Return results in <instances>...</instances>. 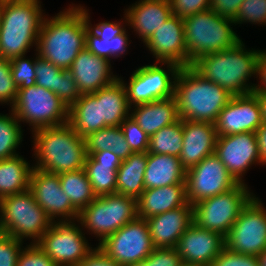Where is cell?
Listing matches in <instances>:
<instances>
[{
    "instance_id": "f907efd6",
    "label": "cell",
    "mask_w": 266,
    "mask_h": 266,
    "mask_svg": "<svg viewBox=\"0 0 266 266\" xmlns=\"http://www.w3.org/2000/svg\"><path fill=\"white\" fill-rule=\"evenodd\" d=\"M77 266H122L109 258L98 246L94 247Z\"/></svg>"
},
{
    "instance_id": "d6986e66",
    "label": "cell",
    "mask_w": 266,
    "mask_h": 266,
    "mask_svg": "<svg viewBox=\"0 0 266 266\" xmlns=\"http://www.w3.org/2000/svg\"><path fill=\"white\" fill-rule=\"evenodd\" d=\"M225 248V236L192 223L180 237L176 250L182 263L210 266Z\"/></svg>"
},
{
    "instance_id": "f546056e",
    "label": "cell",
    "mask_w": 266,
    "mask_h": 266,
    "mask_svg": "<svg viewBox=\"0 0 266 266\" xmlns=\"http://www.w3.org/2000/svg\"><path fill=\"white\" fill-rule=\"evenodd\" d=\"M68 124L83 138L100 130L98 91L81 94L79 99L69 107Z\"/></svg>"
},
{
    "instance_id": "74e56055",
    "label": "cell",
    "mask_w": 266,
    "mask_h": 266,
    "mask_svg": "<svg viewBox=\"0 0 266 266\" xmlns=\"http://www.w3.org/2000/svg\"><path fill=\"white\" fill-rule=\"evenodd\" d=\"M35 56L36 85L56 93L59 89L62 69L55 66L53 63L38 57L37 52H35Z\"/></svg>"
},
{
    "instance_id": "8992f818",
    "label": "cell",
    "mask_w": 266,
    "mask_h": 266,
    "mask_svg": "<svg viewBox=\"0 0 266 266\" xmlns=\"http://www.w3.org/2000/svg\"><path fill=\"white\" fill-rule=\"evenodd\" d=\"M187 66L198 58L236 46L242 39L233 30V19L211 9L183 19Z\"/></svg>"
},
{
    "instance_id": "8d00e7d4",
    "label": "cell",
    "mask_w": 266,
    "mask_h": 266,
    "mask_svg": "<svg viewBox=\"0 0 266 266\" xmlns=\"http://www.w3.org/2000/svg\"><path fill=\"white\" fill-rule=\"evenodd\" d=\"M9 61L12 78L18 89H25L36 84V57L29 59L23 55L15 57Z\"/></svg>"
},
{
    "instance_id": "44dd1931",
    "label": "cell",
    "mask_w": 266,
    "mask_h": 266,
    "mask_svg": "<svg viewBox=\"0 0 266 266\" xmlns=\"http://www.w3.org/2000/svg\"><path fill=\"white\" fill-rule=\"evenodd\" d=\"M111 62L91 53L86 47L79 52L69 70L73 73L80 94H91L119 77L112 72Z\"/></svg>"
},
{
    "instance_id": "4316f807",
    "label": "cell",
    "mask_w": 266,
    "mask_h": 266,
    "mask_svg": "<svg viewBox=\"0 0 266 266\" xmlns=\"http://www.w3.org/2000/svg\"><path fill=\"white\" fill-rule=\"evenodd\" d=\"M100 129L120 126L130 116L131 107L123 82L118 78L112 84L98 90Z\"/></svg>"
},
{
    "instance_id": "e0dca14e",
    "label": "cell",
    "mask_w": 266,
    "mask_h": 266,
    "mask_svg": "<svg viewBox=\"0 0 266 266\" xmlns=\"http://www.w3.org/2000/svg\"><path fill=\"white\" fill-rule=\"evenodd\" d=\"M29 189L37 204L55 221L78 219L79 211L63 192L58 174L32 169ZM61 217V218H60ZM59 218V219H58Z\"/></svg>"
},
{
    "instance_id": "4fadbf2b",
    "label": "cell",
    "mask_w": 266,
    "mask_h": 266,
    "mask_svg": "<svg viewBox=\"0 0 266 266\" xmlns=\"http://www.w3.org/2000/svg\"><path fill=\"white\" fill-rule=\"evenodd\" d=\"M254 195L225 236V247L233 252L258 256L266 249V207Z\"/></svg>"
},
{
    "instance_id": "816d5d0a",
    "label": "cell",
    "mask_w": 266,
    "mask_h": 266,
    "mask_svg": "<svg viewBox=\"0 0 266 266\" xmlns=\"http://www.w3.org/2000/svg\"><path fill=\"white\" fill-rule=\"evenodd\" d=\"M128 36L130 35H128V32L125 30L122 34L115 36L112 40H110L112 59H116L124 54H127L128 46L131 43Z\"/></svg>"
},
{
    "instance_id": "8fae6325",
    "label": "cell",
    "mask_w": 266,
    "mask_h": 266,
    "mask_svg": "<svg viewBox=\"0 0 266 266\" xmlns=\"http://www.w3.org/2000/svg\"><path fill=\"white\" fill-rule=\"evenodd\" d=\"M78 222V223H77ZM77 223V224H76ZM78 219L53 221L36 242L57 266H77L94 250Z\"/></svg>"
},
{
    "instance_id": "f35d334b",
    "label": "cell",
    "mask_w": 266,
    "mask_h": 266,
    "mask_svg": "<svg viewBox=\"0 0 266 266\" xmlns=\"http://www.w3.org/2000/svg\"><path fill=\"white\" fill-rule=\"evenodd\" d=\"M127 144L133 153L148 152L150 137L139 127L131 117H127L120 125Z\"/></svg>"
},
{
    "instance_id": "484cf974",
    "label": "cell",
    "mask_w": 266,
    "mask_h": 266,
    "mask_svg": "<svg viewBox=\"0 0 266 266\" xmlns=\"http://www.w3.org/2000/svg\"><path fill=\"white\" fill-rule=\"evenodd\" d=\"M130 116L149 137L180 119L175 97L135 105Z\"/></svg>"
},
{
    "instance_id": "52a82bcc",
    "label": "cell",
    "mask_w": 266,
    "mask_h": 266,
    "mask_svg": "<svg viewBox=\"0 0 266 266\" xmlns=\"http://www.w3.org/2000/svg\"><path fill=\"white\" fill-rule=\"evenodd\" d=\"M53 220L37 204L30 189L0 199L2 233L36 243L51 227ZM25 239V240H24Z\"/></svg>"
},
{
    "instance_id": "f6af8a7d",
    "label": "cell",
    "mask_w": 266,
    "mask_h": 266,
    "mask_svg": "<svg viewBox=\"0 0 266 266\" xmlns=\"http://www.w3.org/2000/svg\"><path fill=\"white\" fill-rule=\"evenodd\" d=\"M55 94L68 108L81 96L77 84L74 80L73 73L69 69L61 70L59 89Z\"/></svg>"
},
{
    "instance_id": "7dc6e473",
    "label": "cell",
    "mask_w": 266,
    "mask_h": 266,
    "mask_svg": "<svg viewBox=\"0 0 266 266\" xmlns=\"http://www.w3.org/2000/svg\"><path fill=\"white\" fill-rule=\"evenodd\" d=\"M169 2L172 14L182 19L210 9V0H169Z\"/></svg>"
},
{
    "instance_id": "f5cc1de1",
    "label": "cell",
    "mask_w": 266,
    "mask_h": 266,
    "mask_svg": "<svg viewBox=\"0 0 266 266\" xmlns=\"http://www.w3.org/2000/svg\"><path fill=\"white\" fill-rule=\"evenodd\" d=\"M256 80L258 84H255L253 91L256 92H266V50H260L258 59H257V71H256ZM260 82V84H259Z\"/></svg>"
},
{
    "instance_id": "5b68a950",
    "label": "cell",
    "mask_w": 266,
    "mask_h": 266,
    "mask_svg": "<svg viewBox=\"0 0 266 266\" xmlns=\"http://www.w3.org/2000/svg\"><path fill=\"white\" fill-rule=\"evenodd\" d=\"M174 97L181 119L215 123L233 95L187 66L177 73Z\"/></svg>"
},
{
    "instance_id": "e575fe53",
    "label": "cell",
    "mask_w": 266,
    "mask_h": 266,
    "mask_svg": "<svg viewBox=\"0 0 266 266\" xmlns=\"http://www.w3.org/2000/svg\"><path fill=\"white\" fill-rule=\"evenodd\" d=\"M182 142L183 119L180 118L150 136L148 153L178 157L183 146Z\"/></svg>"
},
{
    "instance_id": "f1b7e54d",
    "label": "cell",
    "mask_w": 266,
    "mask_h": 266,
    "mask_svg": "<svg viewBox=\"0 0 266 266\" xmlns=\"http://www.w3.org/2000/svg\"><path fill=\"white\" fill-rule=\"evenodd\" d=\"M148 160V152L132 153L122 160L117 170L116 193L135 198L145 190L144 173Z\"/></svg>"
},
{
    "instance_id": "d6a6232c",
    "label": "cell",
    "mask_w": 266,
    "mask_h": 266,
    "mask_svg": "<svg viewBox=\"0 0 266 266\" xmlns=\"http://www.w3.org/2000/svg\"><path fill=\"white\" fill-rule=\"evenodd\" d=\"M59 179L63 192L79 212L97 197L84 169L59 174Z\"/></svg>"
},
{
    "instance_id": "c3c4849f",
    "label": "cell",
    "mask_w": 266,
    "mask_h": 266,
    "mask_svg": "<svg viewBox=\"0 0 266 266\" xmlns=\"http://www.w3.org/2000/svg\"><path fill=\"white\" fill-rule=\"evenodd\" d=\"M85 47L94 55L105 58L111 62L110 38L100 39L89 27L86 30Z\"/></svg>"
},
{
    "instance_id": "5bb4252c",
    "label": "cell",
    "mask_w": 266,
    "mask_h": 266,
    "mask_svg": "<svg viewBox=\"0 0 266 266\" xmlns=\"http://www.w3.org/2000/svg\"><path fill=\"white\" fill-rule=\"evenodd\" d=\"M98 246L109 258L122 266H133L153 251L148 224L137 217L106 237Z\"/></svg>"
},
{
    "instance_id": "1f68e13d",
    "label": "cell",
    "mask_w": 266,
    "mask_h": 266,
    "mask_svg": "<svg viewBox=\"0 0 266 266\" xmlns=\"http://www.w3.org/2000/svg\"><path fill=\"white\" fill-rule=\"evenodd\" d=\"M86 154L111 150L121 160L127 159L133 152L125 140L120 126L102 128L85 137Z\"/></svg>"
},
{
    "instance_id": "277c9868",
    "label": "cell",
    "mask_w": 266,
    "mask_h": 266,
    "mask_svg": "<svg viewBox=\"0 0 266 266\" xmlns=\"http://www.w3.org/2000/svg\"><path fill=\"white\" fill-rule=\"evenodd\" d=\"M40 0L0 3V57L11 60L26 55L34 46L45 12Z\"/></svg>"
},
{
    "instance_id": "b9f144b4",
    "label": "cell",
    "mask_w": 266,
    "mask_h": 266,
    "mask_svg": "<svg viewBox=\"0 0 266 266\" xmlns=\"http://www.w3.org/2000/svg\"><path fill=\"white\" fill-rule=\"evenodd\" d=\"M181 264L176 248H154L145 260L133 266H180Z\"/></svg>"
},
{
    "instance_id": "60d3db41",
    "label": "cell",
    "mask_w": 266,
    "mask_h": 266,
    "mask_svg": "<svg viewBox=\"0 0 266 266\" xmlns=\"http://www.w3.org/2000/svg\"><path fill=\"white\" fill-rule=\"evenodd\" d=\"M85 12L86 19L88 21L89 28L100 38H110L112 40L115 36L122 34L125 30H127L126 26L128 25V20L126 15L124 14L123 21H102L97 23L94 26L91 23L89 11L84 6L79 5ZM125 24V25H123Z\"/></svg>"
},
{
    "instance_id": "ee69618b",
    "label": "cell",
    "mask_w": 266,
    "mask_h": 266,
    "mask_svg": "<svg viewBox=\"0 0 266 266\" xmlns=\"http://www.w3.org/2000/svg\"><path fill=\"white\" fill-rule=\"evenodd\" d=\"M17 266H57L47 254L36 245L29 243L21 249Z\"/></svg>"
},
{
    "instance_id": "30bf717a",
    "label": "cell",
    "mask_w": 266,
    "mask_h": 266,
    "mask_svg": "<svg viewBox=\"0 0 266 266\" xmlns=\"http://www.w3.org/2000/svg\"><path fill=\"white\" fill-rule=\"evenodd\" d=\"M247 184L239 183L228 192L212 196L193 205V221L199 227L226 236L242 208L255 195Z\"/></svg>"
},
{
    "instance_id": "2e32d148",
    "label": "cell",
    "mask_w": 266,
    "mask_h": 266,
    "mask_svg": "<svg viewBox=\"0 0 266 266\" xmlns=\"http://www.w3.org/2000/svg\"><path fill=\"white\" fill-rule=\"evenodd\" d=\"M214 154L238 183H246L243 177L252 165L261 166L255 132L217 136Z\"/></svg>"
},
{
    "instance_id": "11a10c76",
    "label": "cell",
    "mask_w": 266,
    "mask_h": 266,
    "mask_svg": "<svg viewBox=\"0 0 266 266\" xmlns=\"http://www.w3.org/2000/svg\"><path fill=\"white\" fill-rule=\"evenodd\" d=\"M91 156L98 163H106V164H121L122 160L115 155L111 150L93 152Z\"/></svg>"
},
{
    "instance_id": "681fc988",
    "label": "cell",
    "mask_w": 266,
    "mask_h": 266,
    "mask_svg": "<svg viewBox=\"0 0 266 266\" xmlns=\"http://www.w3.org/2000/svg\"><path fill=\"white\" fill-rule=\"evenodd\" d=\"M244 0H210V9L218 15L235 19Z\"/></svg>"
},
{
    "instance_id": "ac0fdd59",
    "label": "cell",
    "mask_w": 266,
    "mask_h": 266,
    "mask_svg": "<svg viewBox=\"0 0 266 266\" xmlns=\"http://www.w3.org/2000/svg\"><path fill=\"white\" fill-rule=\"evenodd\" d=\"M262 123L258 100L251 92L233 96L218 114L214 124L217 136H227L256 132Z\"/></svg>"
},
{
    "instance_id": "db71d44e",
    "label": "cell",
    "mask_w": 266,
    "mask_h": 266,
    "mask_svg": "<svg viewBox=\"0 0 266 266\" xmlns=\"http://www.w3.org/2000/svg\"><path fill=\"white\" fill-rule=\"evenodd\" d=\"M258 152L261 159V165H266V123H262L261 126L255 132Z\"/></svg>"
},
{
    "instance_id": "9c48e42d",
    "label": "cell",
    "mask_w": 266,
    "mask_h": 266,
    "mask_svg": "<svg viewBox=\"0 0 266 266\" xmlns=\"http://www.w3.org/2000/svg\"><path fill=\"white\" fill-rule=\"evenodd\" d=\"M11 110L21 124L29 125L31 132L68 123L69 108L55 93L36 84L18 89Z\"/></svg>"
},
{
    "instance_id": "603a6c76",
    "label": "cell",
    "mask_w": 266,
    "mask_h": 266,
    "mask_svg": "<svg viewBox=\"0 0 266 266\" xmlns=\"http://www.w3.org/2000/svg\"><path fill=\"white\" fill-rule=\"evenodd\" d=\"M217 133L214 123L183 119V146L178 158L187 170L214 154Z\"/></svg>"
},
{
    "instance_id": "3957f363",
    "label": "cell",
    "mask_w": 266,
    "mask_h": 266,
    "mask_svg": "<svg viewBox=\"0 0 266 266\" xmlns=\"http://www.w3.org/2000/svg\"><path fill=\"white\" fill-rule=\"evenodd\" d=\"M34 168L54 174L83 169L86 159L85 138L67 123L32 132Z\"/></svg>"
},
{
    "instance_id": "4dcf8cb0",
    "label": "cell",
    "mask_w": 266,
    "mask_h": 266,
    "mask_svg": "<svg viewBox=\"0 0 266 266\" xmlns=\"http://www.w3.org/2000/svg\"><path fill=\"white\" fill-rule=\"evenodd\" d=\"M22 155L0 160V199L29 189L33 165Z\"/></svg>"
},
{
    "instance_id": "7a4b0ae2",
    "label": "cell",
    "mask_w": 266,
    "mask_h": 266,
    "mask_svg": "<svg viewBox=\"0 0 266 266\" xmlns=\"http://www.w3.org/2000/svg\"><path fill=\"white\" fill-rule=\"evenodd\" d=\"M247 49L241 40L232 48L198 58L191 67L203 78L218 84L233 96L248 94L255 86L249 79L256 76L260 50Z\"/></svg>"
},
{
    "instance_id": "6da1fadb",
    "label": "cell",
    "mask_w": 266,
    "mask_h": 266,
    "mask_svg": "<svg viewBox=\"0 0 266 266\" xmlns=\"http://www.w3.org/2000/svg\"><path fill=\"white\" fill-rule=\"evenodd\" d=\"M88 27L84 10L72 3L55 16H45L34 51L55 66L69 69L85 48Z\"/></svg>"
},
{
    "instance_id": "91938a15",
    "label": "cell",
    "mask_w": 266,
    "mask_h": 266,
    "mask_svg": "<svg viewBox=\"0 0 266 266\" xmlns=\"http://www.w3.org/2000/svg\"><path fill=\"white\" fill-rule=\"evenodd\" d=\"M7 1H20V0H0V3L1 2H7Z\"/></svg>"
},
{
    "instance_id": "ba28073f",
    "label": "cell",
    "mask_w": 266,
    "mask_h": 266,
    "mask_svg": "<svg viewBox=\"0 0 266 266\" xmlns=\"http://www.w3.org/2000/svg\"><path fill=\"white\" fill-rule=\"evenodd\" d=\"M137 217V200L114 193L97 196L79 212L78 220L85 233L87 230L89 235L98 237L100 244L106 237Z\"/></svg>"
},
{
    "instance_id": "7bdbcfd3",
    "label": "cell",
    "mask_w": 266,
    "mask_h": 266,
    "mask_svg": "<svg viewBox=\"0 0 266 266\" xmlns=\"http://www.w3.org/2000/svg\"><path fill=\"white\" fill-rule=\"evenodd\" d=\"M24 241L5 234L0 235V266H17Z\"/></svg>"
},
{
    "instance_id": "7402d4cb",
    "label": "cell",
    "mask_w": 266,
    "mask_h": 266,
    "mask_svg": "<svg viewBox=\"0 0 266 266\" xmlns=\"http://www.w3.org/2000/svg\"><path fill=\"white\" fill-rule=\"evenodd\" d=\"M193 219V205L189 202L146 219L153 247L176 248L182 234L194 222Z\"/></svg>"
},
{
    "instance_id": "83f0119b",
    "label": "cell",
    "mask_w": 266,
    "mask_h": 266,
    "mask_svg": "<svg viewBox=\"0 0 266 266\" xmlns=\"http://www.w3.org/2000/svg\"><path fill=\"white\" fill-rule=\"evenodd\" d=\"M186 169L178 157L148 153L144 173L145 189L186 183Z\"/></svg>"
},
{
    "instance_id": "d4e9b609",
    "label": "cell",
    "mask_w": 266,
    "mask_h": 266,
    "mask_svg": "<svg viewBox=\"0 0 266 266\" xmlns=\"http://www.w3.org/2000/svg\"><path fill=\"white\" fill-rule=\"evenodd\" d=\"M187 202L186 183L145 189L137 199V216L146 220L184 206Z\"/></svg>"
},
{
    "instance_id": "ab89813d",
    "label": "cell",
    "mask_w": 266,
    "mask_h": 266,
    "mask_svg": "<svg viewBox=\"0 0 266 266\" xmlns=\"http://www.w3.org/2000/svg\"><path fill=\"white\" fill-rule=\"evenodd\" d=\"M17 91L11 74L10 61L0 57V104H10L11 108L16 100Z\"/></svg>"
},
{
    "instance_id": "836d02e7",
    "label": "cell",
    "mask_w": 266,
    "mask_h": 266,
    "mask_svg": "<svg viewBox=\"0 0 266 266\" xmlns=\"http://www.w3.org/2000/svg\"><path fill=\"white\" fill-rule=\"evenodd\" d=\"M121 164L98 163L87 155L83 167L96 196L116 193L117 170Z\"/></svg>"
},
{
    "instance_id": "d590c367",
    "label": "cell",
    "mask_w": 266,
    "mask_h": 266,
    "mask_svg": "<svg viewBox=\"0 0 266 266\" xmlns=\"http://www.w3.org/2000/svg\"><path fill=\"white\" fill-rule=\"evenodd\" d=\"M14 112L0 113V160L18 155L23 141V129Z\"/></svg>"
},
{
    "instance_id": "cb8c5ba5",
    "label": "cell",
    "mask_w": 266,
    "mask_h": 266,
    "mask_svg": "<svg viewBox=\"0 0 266 266\" xmlns=\"http://www.w3.org/2000/svg\"><path fill=\"white\" fill-rule=\"evenodd\" d=\"M124 13L128 26L143 43L172 15L169 0H138Z\"/></svg>"
},
{
    "instance_id": "6f0895ef",
    "label": "cell",
    "mask_w": 266,
    "mask_h": 266,
    "mask_svg": "<svg viewBox=\"0 0 266 266\" xmlns=\"http://www.w3.org/2000/svg\"><path fill=\"white\" fill-rule=\"evenodd\" d=\"M257 257L259 259V265L266 266V249L262 253H260Z\"/></svg>"
},
{
    "instance_id": "680465c9",
    "label": "cell",
    "mask_w": 266,
    "mask_h": 266,
    "mask_svg": "<svg viewBox=\"0 0 266 266\" xmlns=\"http://www.w3.org/2000/svg\"><path fill=\"white\" fill-rule=\"evenodd\" d=\"M180 266H197V265H191V264L182 263Z\"/></svg>"
},
{
    "instance_id": "9a60e30c",
    "label": "cell",
    "mask_w": 266,
    "mask_h": 266,
    "mask_svg": "<svg viewBox=\"0 0 266 266\" xmlns=\"http://www.w3.org/2000/svg\"><path fill=\"white\" fill-rule=\"evenodd\" d=\"M185 182L186 198L191 205L228 192L239 184L215 154L187 169Z\"/></svg>"
},
{
    "instance_id": "ffe728a7",
    "label": "cell",
    "mask_w": 266,
    "mask_h": 266,
    "mask_svg": "<svg viewBox=\"0 0 266 266\" xmlns=\"http://www.w3.org/2000/svg\"><path fill=\"white\" fill-rule=\"evenodd\" d=\"M150 51L155 62H171L179 67H187L184 22L171 15L143 44Z\"/></svg>"
},
{
    "instance_id": "9f6ffc18",
    "label": "cell",
    "mask_w": 266,
    "mask_h": 266,
    "mask_svg": "<svg viewBox=\"0 0 266 266\" xmlns=\"http://www.w3.org/2000/svg\"><path fill=\"white\" fill-rule=\"evenodd\" d=\"M252 93L258 100L262 121L266 123V92L252 91Z\"/></svg>"
},
{
    "instance_id": "7c38bea8",
    "label": "cell",
    "mask_w": 266,
    "mask_h": 266,
    "mask_svg": "<svg viewBox=\"0 0 266 266\" xmlns=\"http://www.w3.org/2000/svg\"><path fill=\"white\" fill-rule=\"evenodd\" d=\"M180 69L171 62H154L136 68L128 83L119 77L125 86L130 107L174 97L175 79Z\"/></svg>"
},
{
    "instance_id": "bcb514c9",
    "label": "cell",
    "mask_w": 266,
    "mask_h": 266,
    "mask_svg": "<svg viewBox=\"0 0 266 266\" xmlns=\"http://www.w3.org/2000/svg\"><path fill=\"white\" fill-rule=\"evenodd\" d=\"M210 266H260L257 256L233 252L226 247L214 259Z\"/></svg>"
}]
</instances>
